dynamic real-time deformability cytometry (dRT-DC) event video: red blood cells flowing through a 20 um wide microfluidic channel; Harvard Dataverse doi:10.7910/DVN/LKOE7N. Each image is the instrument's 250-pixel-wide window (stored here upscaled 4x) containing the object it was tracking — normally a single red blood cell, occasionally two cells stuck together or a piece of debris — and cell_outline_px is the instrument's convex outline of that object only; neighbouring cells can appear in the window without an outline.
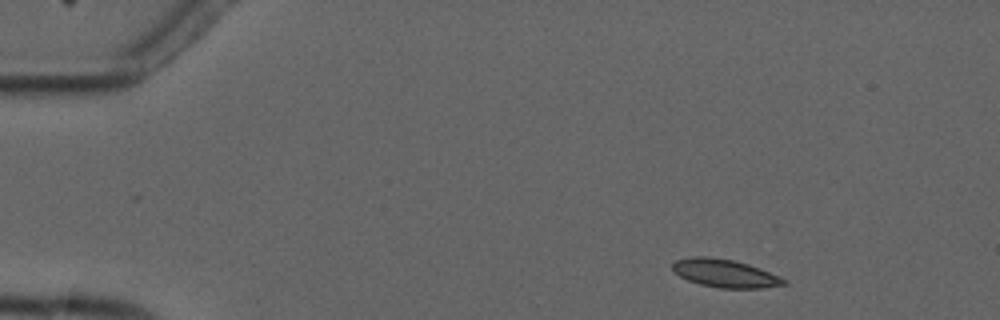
{"species": "common noctule bat (a hibernating species)", "species_latin": "Nyctalus noctula", "temperature_condition": "cold", "stored_images_in_passage": 4, "camera_frame_rate_fps": 3000, "um_per_image_px": 0.085, "animal": {"sex": "male", "forearm_length_mm": 52.5}, "frame": {"image": 1, "passage_image": 1, "time_ms": 0.0, "image_size_px": [1000, 320], "cell_outline_px": [[788, 284], [760, 288], [720, 288], [700, 284], [688, 280], [680, 276], [672, 268], [672, 264], [676, 260], [692, 256], [704, 256], [732, 260], [748, 264], [760, 268], [788, 280]], "centroid_in_image_um": [61.64, 23.23], "position_along_channel_um": 23.4, "area_um2": 18.09}}